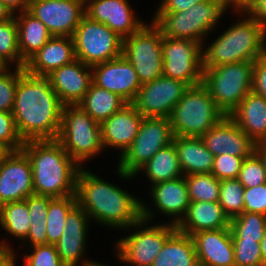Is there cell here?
Masks as SVG:
<instances>
[{"mask_svg":"<svg viewBox=\"0 0 266 266\" xmlns=\"http://www.w3.org/2000/svg\"><path fill=\"white\" fill-rule=\"evenodd\" d=\"M97 175L85 166L77 176V204L91 222L118 232L137 223L142 218V198Z\"/></svg>","mask_w":266,"mask_h":266,"instance_id":"cell-1","label":"cell"},{"mask_svg":"<svg viewBox=\"0 0 266 266\" xmlns=\"http://www.w3.org/2000/svg\"><path fill=\"white\" fill-rule=\"evenodd\" d=\"M63 106L47 76L33 75L23 68L11 113L24 142L57 139Z\"/></svg>","mask_w":266,"mask_h":266,"instance_id":"cell-2","label":"cell"},{"mask_svg":"<svg viewBox=\"0 0 266 266\" xmlns=\"http://www.w3.org/2000/svg\"><path fill=\"white\" fill-rule=\"evenodd\" d=\"M21 150L31 162L35 194L52 198L76 194L77 176L82 167L57 139L25 141Z\"/></svg>","mask_w":266,"mask_h":266,"instance_id":"cell-3","label":"cell"},{"mask_svg":"<svg viewBox=\"0 0 266 266\" xmlns=\"http://www.w3.org/2000/svg\"><path fill=\"white\" fill-rule=\"evenodd\" d=\"M230 13L236 15L235 23H231L216 38L213 36L210 43L207 38L202 44L203 70L224 64L255 61L266 54V29L244 12Z\"/></svg>","mask_w":266,"mask_h":266,"instance_id":"cell-4","label":"cell"},{"mask_svg":"<svg viewBox=\"0 0 266 266\" xmlns=\"http://www.w3.org/2000/svg\"><path fill=\"white\" fill-rule=\"evenodd\" d=\"M228 11L225 0H208L196 3L186 11L154 13L151 20L160 28L163 36L203 44L210 33L212 35L217 30V24Z\"/></svg>","mask_w":266,"mask_h":266,"instance_id":"cell-5","label":"cell"},{"mask_svg":"<svg viewBox=\"0 0 266 266\" xmlns=\"http://www.w3.org/2000/svg\"><path fill=\"white\" fill-rule=\"evenodd\" d=\"M164 221L155 224L141 218L137 223L123 229L125 235L113 243V254L120 264L152 266L166 240L177 230L176 225Z\"/></svg>","mask_w":266,"mask_h":266,"instance_id":"cell-6","label":"cell"},{"mask_svg":"<svg viewBox=\"0 0 266 266\" xmlns=\"http://www.w3.org/2000/svg\"><path fill=\"white\" fill-rule=\"evenodd\" d=\"M57 140L64 150L81 167L104 155L101 125L92 119L79 105H64L61 127Z\"/></svg>","mask_w":266,"mask_h":266,"instance_id":"cell-7","label":"cell"},{"mask_svg":"<svg viewBox=\"0 0 266 266\" xmlns=\"http://www.w3.org/2000/svg\"><path fill=\"white\" fill-rule=\"evenodd\" d=\"M226 114L202 85L190 87L169 117L174 136L202 137Z\"/></svg>","mask_w":266,"mask_h":266,"instance_id":"cell-8","label":"cell"},{"mask_svg":"<svg viewBox=\"0 0 266 266\" xmlns=\"http://www.w3.org/2000/svg\"><path fill=\"white\" fill-rule=\"evenodd\" d=\"M169 118L143 117L132 144L116 160V175L120 181L135 179L136 172L160 149L173 142ZM123 179V180H122Z\"/></svg>","mask_w":266,"mask_h":266,"instance_id":"cell-9","label":"cell"},{"mask_svg":"<svg viewBox=\"0 0 266 266\" xmlns=\"http://www.w3.org/2000/svg\"><path fill=\"white\" fill-rule=\"evenodd\" d=\"M254 61L224 64L203 70L202 85L228 116L253 91Z\"/></svg>","mask_w":266,"mask_h":266,"instance_id":"cell-10","label":"cell"},{"mask_svg":"<svg viewBox=\"0 0 266 266\" xmlns=\"http://www.w3.org/2000/svg\"><path fill=\"white\" fill-rule=\"evenodd\" d=\"M162 31L150 19L123 39L122 55L132 64L142 84L163 75Z\"/></svg>","mask_w":266,"mask_h":266,"instance_id":"cell-11","label":"cell"},{"mask_svg":"<svg viewBox=\"0 0 266 266\" xmlns=\"http://www.w3.org/2000/svg\"><path fill=\"white\" fill-rule=\"evenodd\" d=\"M76 59L93 66L122 56L123 39L105 24L84 16L72 36Z\"/></svg>","mask_w":266,"mask_h":266,"instance_id":"cell-12","label":"cell"},{"mask_svg":"<svg viewBox=\"0 0 266 266\" xmlns=\"http://www.w3.org/2000/svg\"><path fill=\"white\" fill-rule=\"evenodd\" d=\"M163 76L187 83L202 84V44L193 40L163 36Z\"/></svg>","mask_w":266,"mask_h":266,"instance_id":"cell-13","label":"cell"},{"mask_svg":"<svg viewBox=\"0 0 266 266\" xmlns=\"http://www.w3.org/2000/svg\"><path fill=\"white\" fill-rule=\"evenodd\" d=\"M148 190L150 195L147 197H150L149 200H151L152 206L142 199V219L153 222L156 216L160 214V216L163 215L165 218H169L168 223L177 225L185 216L190 205L188 187L184 176L159 182L152 185Z\"/></svg>","mask_w":266,"mask_h":266,"instance_id":"cell-14","label":"cell"},{"mask_svg":"<svg viewBox=\"0 0 266 266\" xmlns=\"http://www.w3.org/2000/svg\"><path fill=\"white\" fill-rule=\"evenodd\" d=\"M189 88L185 82L162 75L142 84L132 104L143 117L169 118Z\"/></svg>","mask_w":266,"mask_h":266,"instance_id":"cell-15","label":"cell"},{"mask_svg":"<svg viewBox=\"0 0 266 266\" xmlns=\"http://www.w3.org/2000/svg\"><path fill=\"white\" fill-rule=\"evenodd\" d=\"M28 11L43 22L53 36L72 37L85 16V1L30 0Z\"/></svg>","mask_w":266,"mask_h":266,"instance_id":"cell-16","label":"cell"},{"mask_svg":"<svg viewBox=\"0 0 266 266\" xmlns=\"http://www.w3.org/2000/svg\"><path fill=\"white\" fill-rule=\"evenodd\" d=\"M90 223L91 219L78 204L67 215L64 232L55 244L66 266H83L94 261L87 255Z\"/></svg>","mask_w":266,"mask_h":266,"instance_id":"cell-17","label":"cell"},{"mask_svg":"<svg viewBox=\"0 0 266 266\" xmlns=\"http://www.w3.org/2000/svg\"><path fill=\"white\" fill-rule=\"evenodd\" d=\"M34 194L32 166L22 151H10L0 160V206Z\"/></svg>","mask_w":266,"mask_h":266,"instance_id":"cell-18","label":"cell"},{"mask_svg":"<svg viewBox=\"0 0 266 266\" xmlns=\"http://www.w3.org/2000/svg\"><path fill=\"white\" fill-rule=\"evenodd\" d=\"M85 16L105 24L125 39L138 31L146 21L137 16L129 0H84Z\"/></svg>","mask_w":266,"mask_h":266,"instance_id":"cell-19","label":"cell"},{"mask_svg":"<svg viewBox=\"0 0 266 266\" xmlns=\"http://www.w3.org/2000/svg\"><path fill=\"white\" fill-rule=\"evenodd\" d=\"M95 85L133 103L142 86L132 64L122 55L119 58L91 66Z\"/></svg>","mask_w":266,"mask_h":266,"instance_id":"cell-20","label":"cell"},{"mask_svg":"<svg viewBox=\"0 0 266 266\" xmlns=\"http://www.w3.org/2000/svg\"><path fill=\"white\" fill-rule=\"evenodd\" d=\"M63 105H78L92 84V68L76 59L47 75Z\"/></svg>","mask_w":266,"mask_h":266,"instance_id":"cell-21","label":"cell"},{"mask_svg":"<svg viewBox=\"0 0 266 266\" xmlns=\"http://www.w3.org/2000/svg\"><path fill=\"white\" fill-rule=\"evenodd\" d=\"M201 139L214 156L230 154L236 157H250L255 152L256 144L227 115Z\"/></svg>","mask_w":266,"mask_h":266,"instance_id":"cell-22","label":"cell"},{"mask_svg":"<svg viewBox=\"0 0 266 266\" xmlns=\"http://www.w3.org/2000/svg\"><path fill=\"white\" fill-rule=\"evenodd\" d=\"M142 120L143 116L132 103L104 120L100 124L104 149L118 150L116 158L120 157L134 141Z\"/></svg>","mask_w":266,"mask_h":266,"instance_id":"cell-23","label":"cell"},{"mask_svg":"<svg viewBox=\"0 0 266 266\" xmlns=\"http://www.w3.org/2000/svg\"><path fill=\"white\" fill-rule=\"evenodd\" d=\"M192 238L199 266H235L230 229L203 230Z\"/></svg>","mask_w":266,"mask_h":266,"instance_id":"cell-24","label":"cell"},{"mask_svg":"<svg viewBox=\"0 0 266 266\" xmlns=\"http://www.w3.org/2000/svg\"><path fill=\"white\" fill-rule=\"evenodd\" d=\"M76 60L72 37L52 38L25 64V70L33 75L47 76L53 70Z\"/></svg>","mask_w":266,"mask_h":266,"instance_id":"cell-25","label":"cell"},{"mask_svg":"<svg viewBox=\"0 0 266 266\" xmlns=\"http://www.w3.org/2000/svg\"><path fill=\"white\" fill-rule=\"evenodd\" d=\"M230 221L219 202H190L176 228L192 236L203 230L230 229Z\"/></svg>","mask_w":266,"mask_h":266,"instance_id":"cell-26","label":"cell"},{"mask_svg":"<svg viewBox=\"0 0 266 266\" xmlns=\"http://www.w3.org/2000/svg\"><path fill=\"white\" fill-rule=\"evenodd\" d=\"M228 116L255 144L266 135V98L254 91L248 93Z\"/></svg>","mask_w":266,"mask_h":266,"instance_id":"cell-27","label":"cell"},{"mask_svg":"<svg viewBox=\"0 0 266 266\" xmlns=\"http://www.w3.org/2000/svg\"><path fill=\"white\" fill-rule=\"evenodd\" d=\"M173 143L184 176L212 173L214 155L201 137L174 136Z\"/></svg>","mask_w":266,"mask_h":266,"instance_id":"cell-28","label":"cell"},{"mask_svg":"<svg viewBox=\"0 0 266 266\" xmlns=\"http://www.w3.org/2000/svg\"><path fill=\"white\" fill-rule=\"evenodd\" d=\"M14 16L18 27L20 56L26 63L53 35L49 32L44 23L28 10L19 12Z\"/></svg>","mask_w":266,"mask_h":266,"instance_id":"cell-29","label":"cell"},{"mask_svg":"<svg viewBox=\"0 0 266 266\" xmlns=\"http://www.w3.org/2000/svg\"><path fill=\"white\" fill-rule=\"evenodd\" d=\"M141 173L147 180V184L150 183L147 185L149 188L159 182L183 177L174 143L160 149L136 172L134 177L142 175Z\"/></svg>","mask_w":266,"mask_h":266,"instance_id":"cell-30","label":"cell"},{"mask_svg":"<svg viewBox=\"0 0 266 266\" xmlns=\"http://www.w3.org/2000/svg\"><path fill=\"white\" fill-rule=\"evenodd\" d=\"M152 266H199L192 236L176 230L166 240Z\"/></svg>","mask_w":266,"mask_h":266,"instance_id":"cell-31","label":"cell"},{"mask_svg":"<svg viewBox=\"0 0 266 266\" xmlns=\"http://www.w3.org/2000/svg\"><path fill=\"white\" fill-rule=\"evenodd\" d=\"M126 104L128 103L117 94L105 90L92 82L83 100L78 105L92 119L101 124L115 112L121 110Z\"/></svg>","mask_w":266,"mask_h":266,"instance_id":"cell-32","label":"cell"},{"mask_svg":"<svg viewBox=\"0 0 266 266\" xmlns=\"http://www.w3.org/2000/svg\"><path fill=\"white\" fill-rule=\"evenodd\" d=\"M0 227L12 237V242L18 240L19 244L27 237L30 227V215L27 202H8L0 206Z\"/></svg>","mask_w":266,"mask_h":266,"instance_id":"cell-33","label":"cell"},{"mask_svg":"<svg viewBox=\"0 0 266 266\" xmlns=\"http://www.w3.org/2000/svg\"><path fill=\"white\" fill-rule=\"evenodd\" d=\"M77 205L76 195L53 198L48 205L46 229L47 244L55 245L64 232L66 217Z\"/></svg>","mask_w":266,"mask_h":266,"instance_id":"cell-34","label":"cell"},{"mask_svg":"<svg viewBox=\"0 0 266 266\" xmlns=\"http://www.w3.org/2000/svg\"><path fill=\"white\" fill-rule=\"evenodd\" d=\"M232 240H254L261 243L266 231V216L243 212L230 221Z\"/></svg>","mask_w":266,"mask_h":266,"instance_id":"cell-35","label":"cell"},{"mask_svg":"<svg viewBox=\"0 0 266 266\" xmlns=\"http://www.w3.org/2000/svg\"><path fill=\"white\" fill-rule=\"evenodd\" d=\"M0 62L5 67L24 68L18 46V27L15 16L0 23Z\"/></svg>","mask_w":266,"mask_h":266,"instance_id":"cell-36","label":"cell"},{"mask_svg":"<svg viewBox=\"0 0 266 266\" xmlns=\"http://www.w3.org/2000/svg\"><path fill=\"white\" fill-rule=\"evenodd\" d=\"M190 202H218L220 181L211 173L185 175Z\"/></svg>","mask_w":266,"mask_h":266,"instance_id":"cell-37","label":"cell"},{"mask_svg":"<svg viewBox=\"0 0 266 266\" xmlns=\"http://www.w3.org/2000/svg\"><path fill=\"white\" fill-rule=\"evenodd\" d=\"M244 190L237 178L220 181L218 202L230 220L244 212Z\"/></svg>","mask_w":266,"mask_h":266,"instance_id":"cell-38","label":"cell"},{"mask_svg":"<svg viewBox=\"0 0 266 266\" xmlns=\"http://www.w3.org/2000/svg\"><path fill=\"white\" fill-rule=\"evenodd\" d=\"M23 68L5 67L0 71V111L12 112L15 92Z\"/></svg>","mask_w":266,"mask_h":266,"instance_id":"cell-39","label":"cell"},{"mask_svg":"<svg viewBox=\"0 0 266 266\" xmlns=\"http://www.w3.org/2000/svg\"><path fill=\"white\" fill-rule=\"evenodd\" d=\"M237 179L244 188H253L266 183V172L263 162L255 152L250 157L244 159Z\"/></svg>","mask_w":266,"mask_h":266,"instance_id":"cell-40","label":"cell"},{"mask_svg":"<svg viewBox=\"0 0 266 266\" xmlns=\"http://www.w3.org/2000/svg\"><path fill=\"white\" fill-rule=\"evenodd\" d=\"M235 266H264L261 244L254 240H233Z\"/></svg>","mask_w":266,"mask_h":266,"instance_id":"cell-41","label":"cell"},{"mask_svg":"<svg viewBox=\"0 0 266 266\" xmlns=\"http://www.w3.org/2000/svg\"><path fill=\"white\" fill-rule=\"evenodd\" d=\"M28 249H30L28 251ZM27 255L24 253L23 266H66L60 259L55 245H36L27 248Z\"/></svg>","mask_w":266,"mask_h":266,"instance_id":"cell-42","label":"cell"},{"mask_svg":"<svg viewBox=\"0 0 266 266\" xmlns=\"http://www.w3.org/2000/svg\"><path fill=\"white\" fill-rule=\"evenodd\" d=\"M0 143L9 151L21 150L24 144L11 112L0 111Z\"/></svg>","mask_w":266,"mask_h":266,"instance_id":"cell-43","label":"cell"},{"mask_svg":"<svg viewBox=\"0 0 266 266\" xmlns=\"http://www.w3.org/2000/svg\"><path fill=\"white\" fill-rule=\"evenodd\" d=\"M248 157H236L230 154L214 156L212 175L219 181L238 178L242 163Z\"/></svg>","mask_w":266,"mask_h":266,"instance_id":"cell-44","label":"cell"},{"mask_svg":"<svg viewBox=\"0 0 266 266\" xmlns=\"http://www.w3.org/2000/svg\"><path fill=\"white\" fill-rule=\"evenodd\" d=\"M244 212L266 216V183L244 190Z\"/></svg>","mask_w":266,"mask_h":266,"instance_id":"cell-45","label":"cell"},{"mask_svg":"<svg viewBox=\"0 0 266 266\" xmlns=\"http://www.w3.org/2000/svg\"><path fill=\"white\" fill-rule=\"evenodd\" d=\"M52 199L50 196L35 193L25 199L30 215V222H43V220H46L48 205Z\"/></svg>","mask_w":266,"mask_h":266,"instance_id":"cell-46","label":"cell"},{"mask_svg":"<svg viewBox=\"0 0 266 266\" xmlns=\"http://www.w3.org/2000/svg\"><path fill=\"white\" fill-rule=\"evenodd\" d=\"M20 245H21V248H23L24 250H25L24 247H27V246L33 247L36 245H47L46 220H43V222H30L28 235L20 243Z\"/></svg>","mask_w":266,"mask_h":266,"instance_id":"cell-47","label":"cell"},{"mask_svg":"<svg viewBox=\"0 0 266 266\" xmlns=\"http://www.w3.org/2000/svg\"><path fill=\"white\" fill-rule=\"evenodd\" d=\"M253 91L266 98V54L254 61Z\"/></svg>","mask_w":266,"mask_h":266,"instance_id":"cell-48","label":"cell"},{"mask_svg":"<svg viewBox=\"0 0 266 266\" xmlns=\"http://www.w3.org/2000/svg\"><path fill=\"white\" fill-rule=\"evenodd\" d=\"M208 0H160L154 13H177L186 11L196 3Z\"/></svg>","mask_w":266,"mask_h":266,"instance_id":"cell-49","label":"cell"},{"mask_svg":"<svg viewBox=\"0 0 266 266\" xmlns=\"http://www.w3.org/2000/svg\"><path fill=\"white\" fill-rule=\"evenodd\" d=\"M244 13L266 29V0H254Z\"/></svg>","mask_w":266,"mask_h":266,"instance_id":"cell-50","label":"cell"},{"mask_svg":"<svg viewBox=\"0 0 266 266\" xmlns=\"http://www.w3.org/2000/svg\"><path fill=\"white\" fill-rule=\"evenodd\" d=\"M14 248H1L0 249V266H18L19 260L18 252Z\"/></svg>","mask_w":266,"mask_h":266,"instance_id":"cell-51","label":"cell"},{"mask_svg":"<svg viewBox=\"0 0 266 266\" xmlns=\"http://www.w3.org/2000/svg\"><path fill=\"white\" fill-rule=\"evenodd\" d=\"M14 14L26 11L29 8L30 0H0Z\"/></svg>","mask_w":266,"mask_h":266,"instance_id":"cell-52","label":"cell"},{"mask_svg":"<svg viewBox=\"0 0 266 266\" xmlns=\"http://www.w3.org/2000/svg\"><path fill=\"white\" fill-rule=\"evenodd\" d=\"M254 0H225L231 12H244Z\"/></svg>","mask_w":266,"mask_h":266,"instance_id":"cell-53","label":"cell"},{"mask_svg":"<svg viewBox=\"0 0 266 266\" xmlns=\"http://www.w3.org/2000/svg\"><path fill=\"white\" fill-rule=\"evenodd\" d=\"M14 15L15 14L0 1V23L12 19Z\"/></svg>","mask_w":266,"mask_h":266,"instance_id":"cell-54","label":"cell"},{"mask_svg":"<svg viewBox=\"0 0 266 266\" xmlns=\"http://www.w3.org/2000/svg\"><path fill=\"white\" fill-rule=\"evenodd\" d=\"M260 244H261V253L263 257V264L264 266H266V231Z\"/></svg>","mask_w":266,"mask_h":266,"instance_id":"cell-55","label":"cell"},{"mask_svg":"<svg viewBox=\"0 0 266 266\" xmlns=\"http://www.w3.org/2000/svg\"><path fill=\"white\" fill-rule=\"evenodd\" d=\"M255 153L262 160L266 172V149H255Z\"/></svg>","mask_w":266,"mask_h":266,"instance_id":"cell-56","label":"cell"},{"mask_svg":"<svg viewBox=\"0 0 266 266\" xmlns=\"http://www.w3.org/2000/svg\"><path fill=\"white\" fill-rule=\"evenodd\" d=\"M6 237L4 238H1L2 240H0V249L1 248H14L11 246V244L9 243L8 241V237L5 239Z\"/></svg>","mask_w":266,"mask_h":266,"instance_id":"cell-57","label":"cell"},{"mask_svg":"<svg viewBox=\"0 0 266 266\" xmlns=\"http://www.w3.org/2000/svg\"><path fill=\"white\" fill-rule=\"evenodd\" d=\"M10 151L0 143V160H2Z\"/></svg>","mask_w":266,"mask_h":266,"instance_id":"cell-58","label":"cell"},{"mask_svg":"<svg viewBox=\"0 0 266 266\" xmlns=\"http://www.w3.org/2000/svg\"><path fill=\"white\" fill-rule=\"evenodd\" d=\"M255 149H266V135L258 144H256Z\"/></svg>","mask_w":266,"mask_h":266,"instance_id":"cell-59","label":"cell"},{"mask_svg":"<svg viewBox=\"0 0 266 266\" xmlns=\"http://www.w3.org/2000/svg\"><path fill=\"white\" fill-rule=\"evenodd\" d=\"M83 266H110V264L107 265V264H105V263H101L100 261H96V260H94V261H92L91 263L85 264V265H83Z\"/></svg>","mask_w":266,"mask_h":266,"instance_id":"cell-60","label":"cell"},{"mask_svg":"<svg viewBox=\"0 0 266 266\" xmlns=\"http://www.w3.org/2000/svg\"><path fill=\"white\" fill-rule=\"evenodd\" d=\"M5 66L0 62V71L3 70Z\"/></svg>","mask_w":266,"mask_h":266,"instance_id":"cell-61","label":"cell"}]
</instances>
